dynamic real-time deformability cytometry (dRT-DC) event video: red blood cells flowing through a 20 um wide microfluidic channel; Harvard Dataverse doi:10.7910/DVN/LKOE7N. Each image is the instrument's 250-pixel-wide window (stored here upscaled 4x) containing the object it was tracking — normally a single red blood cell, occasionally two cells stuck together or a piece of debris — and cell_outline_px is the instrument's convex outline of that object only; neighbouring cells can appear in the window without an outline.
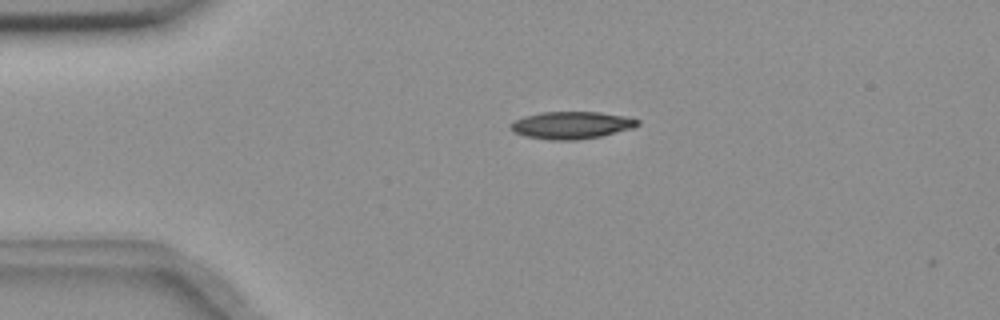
{"species": "common noctule bat (a hibernating species)", "species_latin": "Nyctalus noctula", "temperature_condition": "room temperature", "stored_images_in_passage": 45, "camera_frame_rate_fps": 3000, "um_per_image_px": 0.085, "animal": {"sex": "female", "body_mass_g": 18.4}, "frame": {"image": 1, "passage_image": 2, "time_ms": 0.333, "image_size_px": [1000, 320], "cell_outline_px": [[640, 124], [632, 128], [600, 136], [576, 140], [548, 140], [524, 136], [512, 132], [508, 124], [512, 120], [524, 116], [540, 112], [600, 112], [624, 116], [640, 120]], "centroid_in_image_um": [48.5, 10.64], "position_along_channel_um": 36.5, "area_um2": 20.4}}
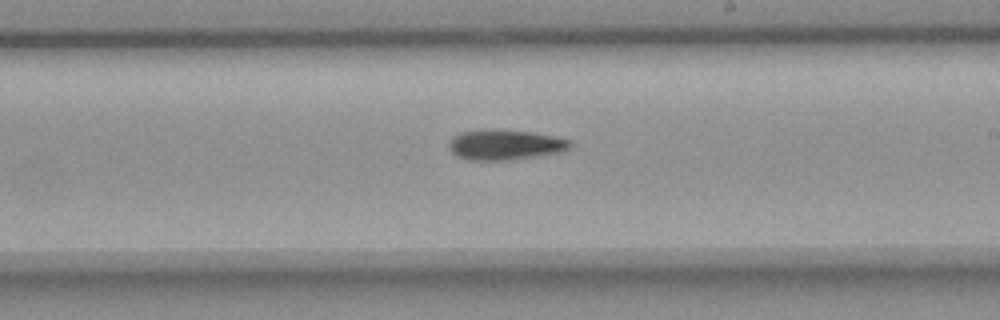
{"frame": {"image": 2, "passage_image": 22, "time_ms": 7.0, "image_size_px": [1000, 320], "cell_outline_px": [[572, 148], [560, 152], [512, 160], [468, 160], [456, 156], [448, 148], [448, 144], [452, 136], [460, 132], [528, 132], [552, 136], [572, 140]], "centroid_in_image_um": [42.95, 12.36], "position_along_channel_um": 246.1, "area_um2": 20.63}}
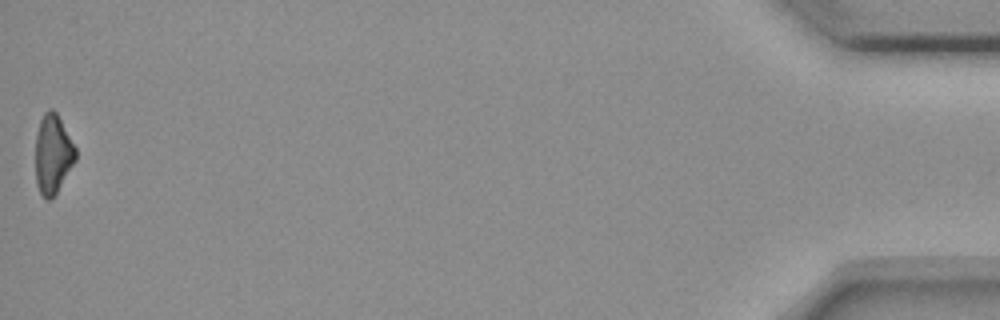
{"frame": {"image": 3, "passage_image": 45, "time_ms": 14.667, "image_size_px": [1000, 320], "cell_outline_px": [[76, 160], [52, 200], [48, 200], [40, 192], [36, 184], [36, 132], [40, 120], [44, 112], [48, 108], [52, 108], [56, 112], [76, 148]], "centroid_in_image_um": [4.49, 13.09], "position_along_channel_um": 430.7, "area_um2": 18.5}}